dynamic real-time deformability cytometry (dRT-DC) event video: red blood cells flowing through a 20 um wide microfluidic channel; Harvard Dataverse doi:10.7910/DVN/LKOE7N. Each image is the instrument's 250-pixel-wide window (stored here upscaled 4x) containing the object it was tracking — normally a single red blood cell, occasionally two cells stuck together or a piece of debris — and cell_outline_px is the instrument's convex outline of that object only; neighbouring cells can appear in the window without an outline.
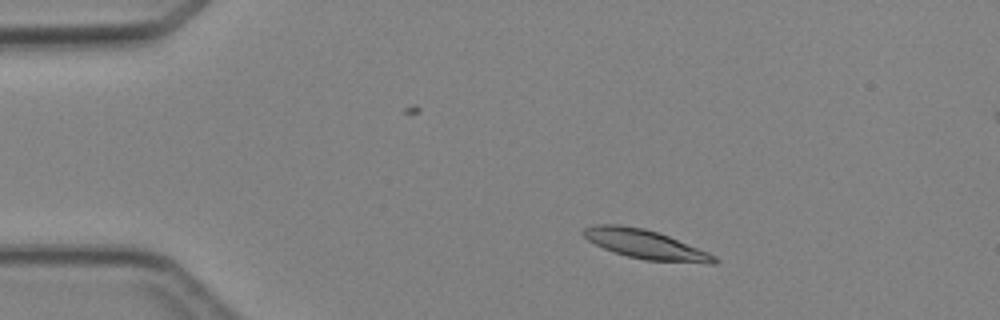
{"species": "Egyptian fruit bat (a non-hibernating species)", "species_latin": "Rousettus aegyptiacus", "temperature_condition": "cold", "stored_images_in_passage": 4, "camera_frame_rate_fps": 3000, "um_per_image_px": 0.085, "animal": {"sex": "female"}, "frame": {"image": 1, "passage_image": 2, "time_ms": 1.0, "image_size_px": [1000, 320], "cell_outline_px": [[720, 260], [716, 264], [708, 264], [644, 260], [628, 256], [604, 248], [588, 240], [580, 232], [584, 228], [596, 224], [620, 224], [644, 228], [668, 236], [708, 252], [716, 256]], "centroid_in_image_um": [54.89, 20.78], "position_along_channel_um": 30.1, "area_um2": 22.2}}